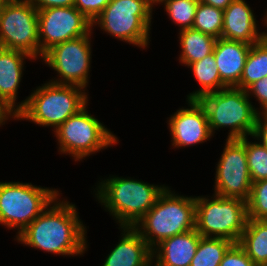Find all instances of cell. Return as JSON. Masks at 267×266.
Wrapping results in <instances>:
<instances>
[{
	"instance_id": "obj_1",
	"label": "cell",
	"mask_w": 267,
	"mask_h": 266,
	"mask_svg": "<svg viewBox=\"0 0 267 266\" xmlns=\"http://www.w3.org/2000/svg\"><path fill=\"white\" fill-rule=\"evenodd\" d=\"M59 194L15 239L18 244L62 256H82L87 251V227L75 204Z\"/></svg>"
},
{
	"instance_id": "obj_2",
	"label": "cell",
	"mask_w": 267,
	"mask_h": 266,
	"mask_svg": "<svg viewBox=\"0 0 267 266\" xmlns=\"http://www.w3.org/2000/svg\"><path fill=\"white\" fill-rule=\"evenodd\" d=\"M100 181L94 189L96 201L112 215L119 227H134L167 187L114 175Z\"/></svg>"
},
{
	"instance_id": "obj_3",
	"label": "cell",
	"mask_w": 267,
	"mask_h": 266,
	"mask_svg": "<svg viewBox=\"0 0 267 266\" xmlns=\"http://www.w3.org/2000/svg\"><path fill=\"white\" fill-rule=\"evenodd\" d=\"M88 98V93L82 87L47 81L32 90L25 100L18 102L17 120L52 127L54 131L84 108L89 103Z\"/></svg>"
},
{
	"instance_id": "obj_4",
	"label": "cell",
	"mask_w": 267,
	"mask_h": 266,
	"mask_svg": "<svg viewBox=\"0 0 267 266\" xmlns=\"http://www.w3.org/2000/svg\"><path fill=\"white\" fill-rule=\"evenodd\" d=\"M166 187L154 206L133 227L153 249L162 240L196 228L195 196Z\"/></svg>"
},
{
	"instance_id": "obj_5",
	"label": "cell",
	"mask_w": 267,
	"mask_h": 266,
	"mask_svg": "<svg viewBox=\"0 0 267 266\" xmlns=\"http://www.w3.org/2000/svg\"><path fill=\"white\" fill-rule=\"evenodd\" d=\"M249 99L246 90L236 87L202 96L199 101L206 110L212 135L219 128H228L227 139L251 137L259 112Z\"/></svg>"
},
{
	"instance_id": "obj_6",
	"label": "cell",
	"mask_w": 267,
	"mask_h": 266,
	"mask_svg": "<svg viewBox=\"0 0 267 266\" xmlns=\"http://www.w3.org/2000/svg\"><path fill=\"white\" fill-rule=\"evenodd\" d=\"M155 0H112L92 21L103 33L146 49L149 45Z\"/></svg>"
},
{
	"instance_id": "obj_7",
	"label": "cell",
	"mask_w": 267,
	"mask_h": 266,
	"mask_svg": "<svg viewBox=\"0 0 267 266\" xmlns=\"http://www.w3.org/2000/svg\"><path fill=\"white\" fill-rule=\"evenodd\" d=\"M88 105L54 130L58 152L75 162L119 143L118 137L88 112Z\"/></svg>"
},
{
	"instance_id": "obj_8",
	"label": "cell",
	"mask_w": 267,
	"mask_h": 266,
	"mask_svg": "<svg viewBox=\"0 0 267 266\" xmlns=\"http://www.w3.org/2000/svg\"><path fill=\"white\" fill-rule=\"evenodd\" d=\"M32 183L0 182V225L16 229V236L61 193Z\"/></svg>"
},
{
	"instance_id": "obj_9",
	"label": "cell",
	"mask_w": 267,
	"mask_h": 266,
	"mask_svg": "<svg viewBox=\"0 0 267 266\" xmlns=\"http://www.w3.org/2000/svg\"><path fill=\"white\" fill-rule=\"evenodd\" d=\"M196 230L203 237L223 238L238 243L245 229L247 202L216 195L195 196Z\"/></svg>"
},
{
	"instance_id": "obj_10",
	"label": "cell",
	"mask_w": 267,
	"mask_h": 266,
	"mask_svg": "<svg viewBox=\"0 0 267 266\" xmlns=\"http://www.w3.org/2000/svg\"><path fill=\"white\" fill-rule=\"evenodd\" d=\"M0 48L40 59L38 10L30 0H10L0 9Z\"/></svg>"
},
{
	"instance_id": "obj_11",
	"label": "cell",
	"mask_w": 267,
	"mask_h": 266,
	"mask_svg": "<svg viewBox=\"0 0 267 266\" xmlns=\"http://www.w3.org/2000/svg\"><path fill=\"white\" fill-rule=\"evenodd\" d=\"M92 33L57 44L43 55L42 62L58 74L50 82L76 85L87 91L91 76Z\"/></svg>"
},
{
	"instance_id": "obj_12",
	"label": "cell",
	"mask_w": 267,
	"mask_h": 266,
	"mask_svg": "<svg viewBox=\"0 0 267 266\" xmlns=\"http://www.w3.org/2000/svg\"><path fill=\"white\" fill-rule=\"evenodd\" d=\"M216 164L214 193L225 198L248 201L252 180L248 170L246 147L239 139H226Z\"/></svg>"
},
{
	"instance_id": "obj_13",
	"label": "cell",
	"mask_w": 267,
	"mask_h": 266,
	"mask_svg": "<svg viewBox=\"0 0 267 266\" xmlns=\"http://www.w3.org/2000/svg\"><path fill=\"white\" fill-rule=\"evenodd\" d=\"M38 29L41 60L53 46L93 31L92 22L74 6L39 10Z\"/></svg>"
},
{
	"instance_id": "obj_14",
	"label": "cell",
	"mask_w": 267,
	"mask_h": 266,
	"mask_svg": "<svg viewBox=\"0 0 267 266\" xmlns=\"http://www.w3.org/2000/svg\"><path fill=\"white\" fill-rule=\"evenodd\" d=\"M188 107L176 110L167 120L173 148H185L207 142L213 137L204 106L199 100H187Z\"/></svg>"
},
{
	"instance_id": "obj_15",
	"label": "cell",
	"mask_w": 267,
	"mask_h": 266,
	"mask_svg": "<svg viewBox=\"0 0 267 266\" xmlns=\"http://www.w3.org/2000/svg\"><path fill=\"white\" fill-rule=\"evenodd\" d=\"M253 12L245 0H233L223 11L221 38L250 45L261 41L264 38V31H259Z\"/></svg>"
},
{
	"instance_id": "obj_16",
	"label": "cell",
	"mask_w": 267,
	"mask_h": 266,
	"mask_svg": "<svg viewBox=\"0 0 267 266\" xmlns=\"http://www.w3.org/2000/svg\"><path fill=\"white\" fill-rule=\"evenodd\" d=\"M118 244L101 266H153L152 248L133 227H119Z\"/></svg>"
},
{
	"instance_id": "obj_17",
	"label": "cell",
	"mask_w": 267,
	"mask_h": 266,
	"mask_svg": "<svg viewBox=\"0 0 267 266\" xmlns=\"http://www.w3.org/2000/svg\"><path fill=\"white\" fill-rule=\"evenodd\" d=\"M251 45L241 41L219 38L216 40L213 54L221 81L227 87H236L240 83L245 61Z\"/></svg>"
},
{
	"instance_id": "obj_18",
	"label": "cell",
	"mask_w": 267,
	"mask_h": 266,
	"mask_svg": "<svg viewBox=\"0 0 267 266\" xmlns=\"http://www.w3.org/2000/svg\"><path fill=\"white\" fill-rule=\"evenodd\" d=\"M200 238L195 228L162 240L152 249L153 266H190Z\"/></svg>"
},
{
	"instance_id": "obj_19",
	"label": "cell",
	"mask_w": 267,
	"mask_h": 266,
	"mask_svg": "<svg viewBox=\"0 0 267 266\" xmlns=\"http://www.w3.org/2000/svg\"><path fill=\"white\" fill-rule=\"evenodd\" d=\"M26 59L35 60L25 52L0 48V97L18 113V89Z\"/></svg>"
},
{
	"instance_id": "obj_20",
	"label": "cell",
	"mask_w": 267,
	"mask_h": 266,
	"mask_svg": "<svg viewBox=\"0 0 267 266\" xmlns=\"http://www.w3.org/2000/svg\"><path fill=\"white\" fill-rule=\"evenodd\" d=\"M238 244L256 266H267V220L248 219Z\"/></svg>"
},
{
	"instance_id": "obj_21",
	"label": "cell",
	"mask_w": 267,
	"mask_h": 266,
	"mask_svg": "<svg viewBox=\"0 0 267 266\" xmlns=\"http://www.w3.org/2000/svg\"><path fill=\"white\" fill-rule=\"evenodd\" d=\"M178 34L179 46H181L178 60L185 66L211 54L217 40L213 36L193 28L180 30Z\"/></svg>"
},
{
	"instance_id": "obj_22",
	"label": "cell",
	"mask_w": 267,
	"mask_h": 266,
	"mask_svg": "<svg viewBox=\"0 0 267 266\" xmlns=\"http://www.w3.org/2000/svg\"><path fill=\"white\" fill-rule=\"evenodd\" d=\"M189 67L196 81L200 84V89L189 93L187 100H199L206 94L227 88L221 81L213 52L203 59L189 64Z\"/></svg>"
},
{
	"instance_id": "obj_23",
	"label": "cell",
	"mask_w": 267,
	"mask_h": 266,
	"mask_svg": "<svg viewBox=\"0 0 267 266\" xmlns=\"http://www.w3.org/2000/svg\"><path fill=\"white\" fill-rule=\"evenodd\" d=\"M267 76V38L251 45L240 83L236 88L246 90L251 84Z\"/></svg>"
},
{
	"instance_id": "obj_24",
	"label": "cell",
	"mask_w": 267,
	"mask_h": 266,
	"mask_svg": "<svg viewBox=\"0 0 267 266\" xmlns=\"http://www.w3.org/2000/svg\"><path fill=\"white\" fill-rule=\"evenodd\" d=\"M232 244L227 239L201 236L190 266H219Z\"/></svg>"
},
{
	"instance_id": "obj_25",
	"label": "cell",
	"mask_w": 267,
	"mask_h": 266,
	"mask_svg": "<svg viewBox=\"0 0 267 266\" xmlns=\"http://www.w3.org/2000/svg\"><path fill=\"white\" fill-rule=\"evenodd\" d=\"M163 5L166 14L179 30L192 28L199 0H155V6Z\"/></svg>"
},
{
	"instance_id": "obj_26",
	"label": "cell",
	"mask_w": 267,
	"mask_h": 266,
	"mask_svg": "<svg viewBox=\"0 0 267 266\" xmlns=\"http://www.w3.org/2000/svg\"><path fill=\"white\" fill-rule=\"evenodd\" d=\"M192 28L216 39L221 38L223 10L199 2Z\"/></svg>"
},
{
	"instance_id": "obj_27",
	"label": "cell",
	"mask_w": 267,
	"mask_h": 266,
	"mask_svg": "<svg viewBox=\"0 0 267 266\" xmlns=\"http://www.w3.org/2000/svg\"><path fill=\"white\" fill-rule=\"evenodd\" d=\"M239 140L246 147L248 170L252 182L267 179V148L256 139L250 142L248 136Z\"/></svg>"
},
{
	"instance_id": "obj_28",
	"label": "cell",
	"mask_w": 267,
	"mask_h": 266,
	"mask_svg": "<svg viewBox=\"0 0 267 266\" xmlns=\"http://www.w3.org/2000/svg\"><path fill=\"white\" fill-rule=\"evenodd\" d=\"M247 216L248 219L267 220V179L252 183Z\"/></svg>"
},
{
	"instance_id": "obj_29",
	"label": "cell",
	"mask_w": 267,
	"mask_h": 266,
	"mask_svg": "<svg viewBox=\"0 0 267 266\" xmlns=\"http://www.w3.org/2000/svg\"><path fill=\"white\" fill-rule=\"evenodd\" d=\"M219 266H256V265L248 257L244 249L238 243H233L225 252Z\"/></svg>"
},
{
	"instance_id": "obj_30",
	"label": "cell",
	"mask_w": 267,
	"mask_h": 266,
	"mask_svg": "<svg viewBox=\"0 0 267 266\" xmlns=\"http://www.w3.org/2000/svg\"><path fill=\"white\" fill-rule=\"evenodd\" d=\"M111 1L112 0H75L74 7L92 22Z\"/></svg>"
},
{
	"instance_id": "obj_31",
	"label": "cell",
	"mask_w": 267,
	"mask_h": 266,
	"mask_svg": "<svg viewBox=\"0 0 267 266\" xmlns=\"http://www.w3.org/2000/svg\"><path fill=\"white\" fill-rule=\"evenodd\" d=\"M246 92L250 99H252L251 97H255L261 106L258 108V112L267 113V76L251 84L246 89Z\"/></svg>"
},
{
	"instance_id": "obj_32",
	"label": "cell",
	"mask_w": 267,
	"mask_h": 266,
	"mask_svg": "<svg viewBox=\"0 0 267 266\" xmlns=\"http://www.w3.org/2000/svg\"><path fill=\"white\" fill-rule=\"evenodd\" d=\"M252 139L258 140L267 148V113H259Z\"/></svg>"
},
{
	"instance_id": "obj_33",
	"label": "cell",
	"mask_w": 267,
	"mask_h": 266,
	"mask_svg": "<svg viewBox=\"0 0 267 266\" xmlns=\"http://www.w3.org/2000/svg\"><path fill=\"white\" fill-rule=\"evenodd\" d=\"M32 5L39 11L53 7H73L75 0H30Z\"/></svg>"
},
{
	"instance_id": "obj_34",
	"label": "cell",
	"mask_w": 267,
	"mask_h": 266,
	"mask_svg": "<svg viewBox=\"0 0 267 266\" xmlns=\"http://www.w3.org/2000/svg\"><path fill=\"white\" fill-rule=\"evenodd\" d=\"M17 120V112H15L9 104L0 97V127L5 125L7 120Z\"/></svg>"
},
{
	"instance_id": "obj_35",
	"label": "cell",
	"mask_w": 267,
	"mask_h": 266,
	"mask_svg": "<svg viewBox=\"0 0 267 266\" xmlns=\"http://www.w3.org/2000/svg\"><path fill=\"white\" fill-rule=\"evenodd\" d=\"M232 1L233 0H199V2L221 9L223 11Z\"/></svg>"
},
{
	"instance_id": "obj_36",
	"label": "cell",
	"mask_w": 267,
	"mask_h": 266,
	"mask_svg": "<svg viewBox=\"0 0 267 266\" xmlns=\"http://www.w3.org/2000/svg\"><path fill=\"white\" fill-rule=\"evenodd\" d=\"M266 10H267V9H266ZM264 16H265V17L263 18L264 20H262V23H263V21H264L263 25L266 26L265 28H267V11H266V13H265ZM265 31H266V32H264V37L267 38V30H265Z\"/></svg>"
},
{
	"instance_id": "obj_37",
	"label": "cell",
	"mask_w": 267,
	"mask_h": 266,
	"mask_svg": "<svg viewBox=\"0 0 267 266\" xmlns=\"http://www.w3.org/2000/svg\"><path fill=\"white\" fill-rule=\"evenodd\" d=\"M9 0H0V9L8 2Z\"/></svg>"
}]
</instances>
